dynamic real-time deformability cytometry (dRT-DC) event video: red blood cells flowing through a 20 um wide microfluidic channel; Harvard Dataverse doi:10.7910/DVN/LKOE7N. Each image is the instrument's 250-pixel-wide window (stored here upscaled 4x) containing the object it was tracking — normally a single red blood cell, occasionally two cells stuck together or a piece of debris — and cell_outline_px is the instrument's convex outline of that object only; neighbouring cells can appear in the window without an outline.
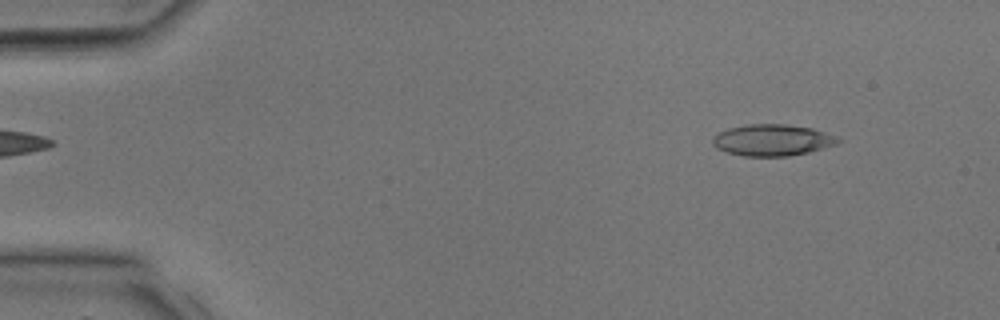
{"species": "common noctule bat (a hibernating species)", "species_latin": "Nyctalus noctula", "temperature_condition": "room temperature", "stored_images_in_passage": 9, "camera_frame_rate_fps": 3000, "um_per_image_px": 0.085, "animal": {"sex": "male", "body_mass_g": 17.9, "forearm_length_mm": 54.2}, "frame": {"image": 1, "passage_image": 3, "time_ms": 0.667, "image_size_px": [1000, 320], "cell_outline_px": [[844, 140], [836, 144], [808, 152], [788, 156], [744, 156], [728, 152], [716, 148], [712, 144], [712, 140], [716, 132], [728, 128], [748, 124], [784, 124], [812, 128], [836, 136]], "centroid_in_image_um": [65.63, 11.9], "position_along_channel_um": 19.4, "area_um2": 23.0}}